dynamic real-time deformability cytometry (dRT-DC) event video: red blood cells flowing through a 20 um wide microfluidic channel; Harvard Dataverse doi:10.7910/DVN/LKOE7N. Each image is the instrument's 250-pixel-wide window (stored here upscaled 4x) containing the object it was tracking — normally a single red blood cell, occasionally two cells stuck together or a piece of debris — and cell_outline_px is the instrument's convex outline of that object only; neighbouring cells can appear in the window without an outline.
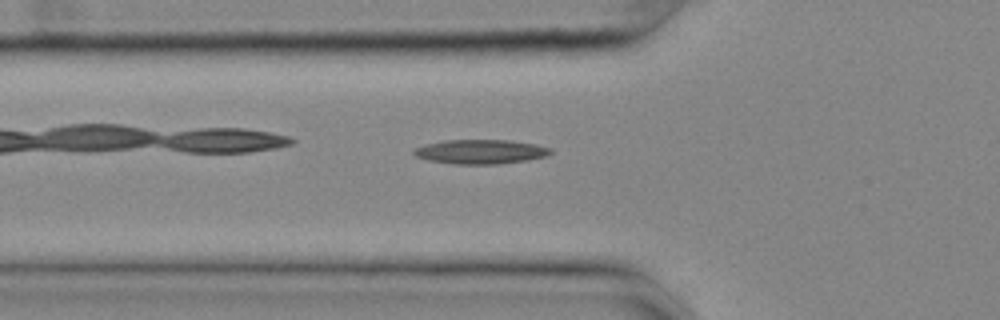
{"species": "common noctule bat (a hibernating species)", "species_latin": "Nyctalus noctula", "temperature_condition": "cold", "stored_images_in_passage": 37, "camera_frame_rate_fps": 3000, "um_per_image_px": 0.085, "animal": {"sex": "female", "body_mass_g": 25.1}, "frame": {"image": 1, "passage_image": 6, "time_ms": 1.667, "image_size_px": [1000, 320], "cell_outline_px": [[552, 152], [548, 156], [528, 160], [496, 164], [456, 164], [428, 160], [416, 156], [412, 152], [412, 148], [424, 144], [444, 140], [508, 140], [536, 144], [552, 148]], "centroid_in_image_um": [40.84, 12.89], "position_along_channel_um": 85.0, "area_um2": 19.54}}
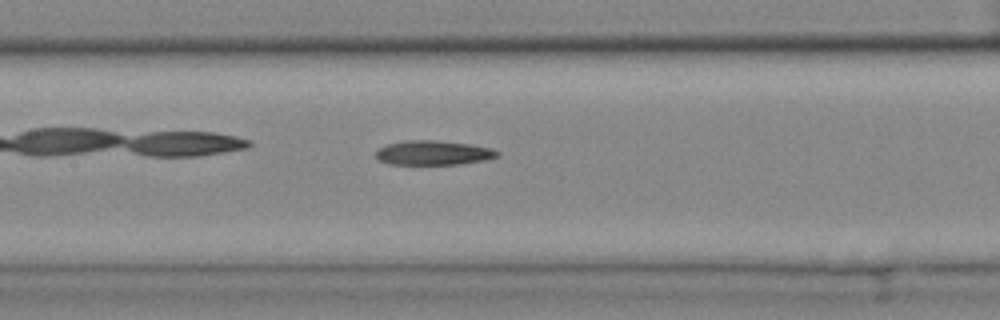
{"frame": {"image": 2, "passage_image": 13, "time_ms": 4.0, "image_size_px": [1000, 320], "cell_outline_px": [[500, 156], [484, 160], [460, 164], [388, 164], [380, 160], [376, 156], [376, 152], [380, 148], [388, 144], [404, 140], [432, 140], [468, 144], [492, 148], [500, 152]], "centroid_in_image_um": [36.85, 12.99], "position_along_channel_um": 170.5, "area_um2": 17.17}}
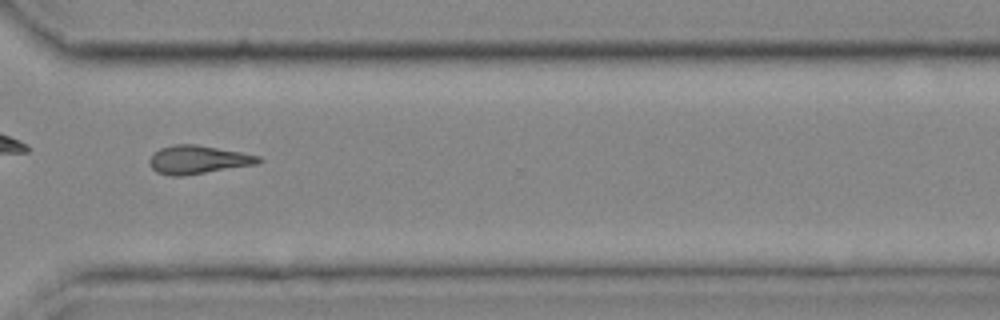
{"frame": {"image": 3, "passage_image": 28, "time_ms": 9.0, "image_size_px": [1000, 320], "cell_outline_px": [[264, 160], [260, 164], [184, 176], [168, 176], [156, 172], [148, 164], [148, 160], [160, 148], [176, 144], [196, 144], [240, 152], [260, 156]], "centroid_in_image_um": [16.86, 13.59], "position_along_channel_um": 353.7, "area_um2": 18.26}}